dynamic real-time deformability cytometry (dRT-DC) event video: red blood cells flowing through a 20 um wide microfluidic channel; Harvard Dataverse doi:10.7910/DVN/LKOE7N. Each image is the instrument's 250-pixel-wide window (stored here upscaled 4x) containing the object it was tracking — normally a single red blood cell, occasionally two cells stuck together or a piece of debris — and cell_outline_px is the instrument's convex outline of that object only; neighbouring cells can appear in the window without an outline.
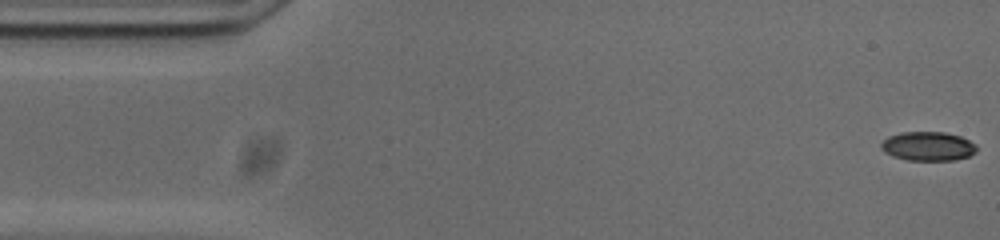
{"species": "common noctule bat (a hibernating species)", "species_latin": "Nyctalus noctula", "temperature_condition": "cold", "stored_images_in_passage": 54, "camera_frame_rate_fps": 3000, "um_per_image_px": 0.085, "animal": {"sex": "male", "body_mass_g": 20.0, "forearm_length_mm": 53.3}, "frame": {"image": 1, "passage_image": 1, "time_ms": 0.0, "image_size_px": [1000, 240], "cell_outline_px": [[976, 152], [968, 156], [956, 160], [908, 160], [892, 156], [884, 152], [880, 148], [880, 144], [888, 136], [900, 132], [944, 132], [960, 136], [976, 144]], "centroid_in_image_um": [78.86, 12.43], "position_along_channel_um": 6.1, "area_um2": 16.24}}
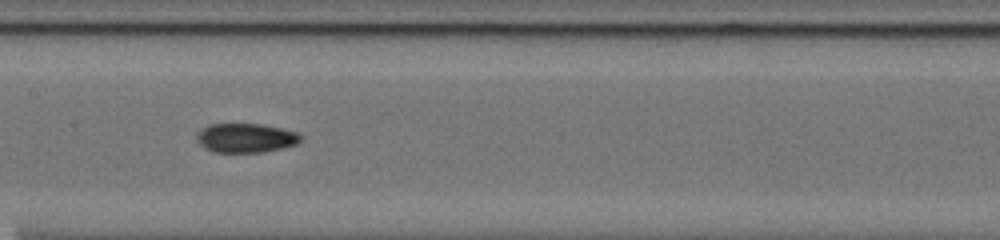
{"frame": {"image": 2, "passage_image": 25, "time_ms": 8.0, "image_size_px": [1000, 240], "cell_outline_px": [[304, 136], [296, 144], [284, 148], [264, 152], [216, 152], [204, 148], [196, 140], [196, 132], [200, 128], [208, 124], [260, 124], [280, 128], [296, 132]], "centroid_in_image_um": [20.86, 11.72], "position_along_channel_um": 186.5, "area_um2": 17.86}}
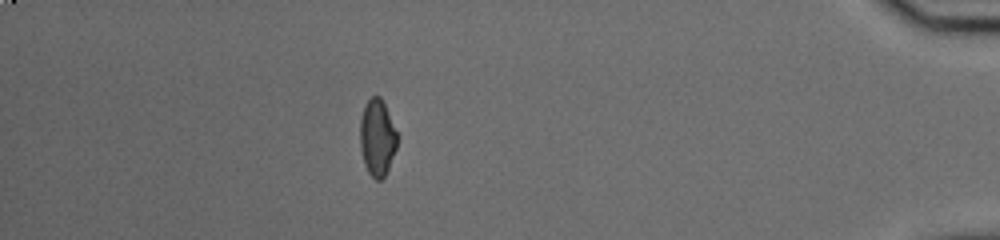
{"frame": {"image": 3, "passage_image": 47, "time_ms": 15.333, "image_size_px": [1000, 240], "cell_outline_px": [[396, 148], [388, 168], [384, 176], [380, 180], [376, 180], [368, 172], [364, 164], [360, 148], [360, 120], [364, 104], [372, 96], [380, 96], [384, 104], [396, 132]], "centroid_in_image_um": [32.03, 11.7], "position_along_channel_um": 403.2, "area_um2": 16.3}, "authors_computed_cell_mechanics": {"area_um2": 16.9065, "velocity_mm_per_s": 3.7425, "shape_relaxation_time_tau1_ms": 5.793, "shape_relaxation_time_tau2_ms": 4.041, "deformation_change_tau1": 0.1669, "deformation_change_tau2": 0.0941}}